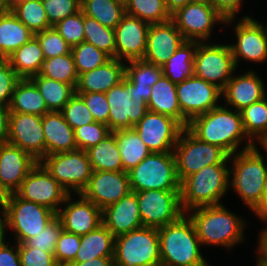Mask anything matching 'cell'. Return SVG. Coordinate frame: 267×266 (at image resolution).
<instances>
[{"mask_svg":"<svg viewBox=\"0 0 267 266\" xmlns=\"http://www.w3.org/2000/svg\"><path fill=\"white\" fill-rule=\"evenodd\" d=\"M186 128L201 141L219 146L230 156L237 153L243 139L248 142L242 151L257 146L245 133L240 111H232L227 106H217L193 118Z\"/></svg>","mask_w":267,"mask_h":266,"instance_id":"cell-1","label":"cell"},{"mask_svg":"<svg viewBox=\"0 0 267 266\" xmlns=\"http://www.w3.org/2000/svg\"><path fill=\"white\" fill-rule=\"evenodd\" d=\"M161 264L208 266L200 252V240L192 220L183 214L177 221L158 228Z\"/></svg>","mask_w":267,"mask_h":266,"instance_id":"cell-2","label":"cell"},{"mask_svg":"<svg viewBox=\"0 0 267 266\" xmlns=\"http://www.w3.org/2000/svg\"><path fill=\"white\" fill-rule=\"evenodd\" d=\"M191 212L189 218L201 245H221L231 249L244 240L245 222L224 205L202 206L188 211Z\"/></svg>","mask_w":267,"mask_h":266,"instance_id":"cell-3","label":"cell"},{"mask_svg":"<svg viewBox=\"0 0 267 266\" xmlns=\"http://www.w3.org/2000/svg\"><path fill=\"white\" fill-rule=\"evenodd\" d=\"M234 156V157H233ZM233 160V161H232ZM229 187L234 189L242 201L255 214L263 205L264 182L267 177V163L257 147L237 151L229 157ZM232 180V181H231Z\"/></svg>","mask_w":267,"mask_h":266,"instance_id":"cell-4","label":"cell"},{"mask_svg":"<svg viewBox=\"0 0 267 266\" xmlns=\"http://www.w3.org/2000/svg\"><path fill=\"white\" fill-rule=\"evenodd\" d=\"M227 165L206 166L180 183V204L184 213L202 206L221 204L220 199L229 188Z\"/></svg>","mask_w":267,"mask_h":266,"instance_id":"cell-5","label":"cell"},{"mask_svg":"<svg viewBox=\"0 0 267 266\" xmlns=\"http://www.w3.org/2000/svg\"><path fill=\"white\" fill-rule=\"evenodd\" d=\"M158 228L142 226L115 237L113 266H159Z\"/></svg>","mask_w":267,"mask_h":266,"instance_id":"cell-6","label":"cell"},{"mask_svg":"<svg viewBox=\"0 0 267 266\" xmlns=\"http://www.w3.org/2000/svg\"><path fill=\"white\" fill-rule=\"evenodd\" d=\"M56 218V212L50 208L24 200L16 193L8 194L6 216L3 223V235L7 227L15 233L18 244L38 235Z\"/></svg>","mask_w":267,"mask_h":266,"instance_id":"cell-7","label":"cell"},{"mask_svg":"<svg viewBox=\"0 0 267 266\" xmlns=\"http://www.w3.org/2000/svg\"><path fill=\"white\" fill-rule=\"evenodd\" d=\"M131 190H180L174 152L151 153L128 171Z\"/></svg>","mask_w":267,"mask_h":266,"instance_id":"cell-8","label":"cell"},{"mask_svg":"<svg viewBox=\"0 0 267 266\" xmlns=\"http://www.w3.org/2000/svg\"><path fill=\"white\" fill-rule=\"evenodd\" d=\"M177 176L180 183L202 168L228 164L230 155L219 146L203 142L184 128L174 147Z\"/></svg>","mask_w":267,"mask_h":266,"instance_id":"cell-9","label":"cell"},{"mask_svg":"<svg viewBox=\"0 0 267 266\" xmlns=\"http://www.w3.org/2000/svg\"><path fill=\"white\" fill-rule=\"evenodd\" d=\"M40 163L69 194L82 193L93 172L86 151L80 149L47 155Z\"/></svg>","mask_w":267,"mask_h":266,"instance_id":"cell-10","label":"cell"},{"mask_svg":"<svg viewBox=\"0 0 267 266\" xmlns=\"http://www.w3.org/2000/svg\"><path fill=\"white\" fill-rule=\"evenodd\" d=\"M106 97L111 132L133 128L148 112L147 102L133 91V85L126 78L106 92Z\"/></svg>","mask_w":267,"mask_h":266,"instance_id":"cell-11","label":"cell"},{"mask_svg":"<svg viewBox=\"0 0 267 266\" xmlns=\"http://www.w3.org/2000/svg\"><path fill=\"white\" fill-rule=\"evenodd\" d=\"M233 20L224 18L211 3L205 2L188 3L171 14V21L186 41H208L215 23L229 26Z\"/></svg>","mask_w":267,"mask_h":266,"instance_id":"cell-12","label":"cell"},{"mask_svg":"<svg viewBox=\"0 0 267 266\" xmlns=\"http://www.w3.org/2000/svg\"><path fill=\"white\" fill-rule=\"evenodd\" d=\"M198 42L194 56V75L223 90L232 78L236 65L230 46Z\"/></svg>","mask_w":267,"mask_h":266,"instance_id":"cell-13","label":"cell"},{"mask_svg":"<svg viewBox=\"0 0 267 266\" xmlns=\"http://www.w3.org/2000/svg\"><path fill=\"white\" fill-rule=\"evenodd\" d=\"M136 196L143 226L160 228L185 214L180 204V190L138 191Z\"/></svg>","mask_w":267,"mask_h":266,"instance_id":"cell-14","label":"cell"},{"mask_svg":"<svg viewBox=\"0 0 267 266\" xmlns=\"http://www.w3.org/2000/svg\"><path fill=\"white\" fill-rule=\"evenodd\" d=\"M177 98L183 114V127L195 117L219 106L222 90L195 75L176 84Z\"/></svg>","mask_w":267,"mask_h":266,"instance_id":"cell-15","label":"cell"},{"mask_svg":"<svg viewBox=\"0 0 267 266\" xmlns=\"http://www.w3.org/2000/svg\"><path fill=\"white\" fill-rule=\"evenodd\" d=\"M15 193L24 200L46 206L56 213L69 195L40 162L30 170Z\"/></svg>","mask_w":267,"mask_h":266,"instance_id":"cell-16","label":"cell"},{"mask_svg":"<svg viewBox=\"0 0 267 266\" xmlns=\"http://www.w3.org/2000/svg\"><path fill=\"white\" fill-rule=\"evenodd\" d=\"M151 153L174 152L184 127L175 119L148 111L133 127Z\"/></svg>","mask_w":267,"mask_h":266,"instance_id":"cell-17","label":"cell"},{"mask_svg":"<svg viewBox=\"0 0 267 266\" xmlns=\"http://www.w3.org/2000/svg\"><path fill=\"white\" fill-rule=\"evenodd\" d=\"M6 142L18 146L40 162L45 157L42 116L10 112Z\"/></svg>","mask_w":267,"mask_h":266,"instance_id":"cell-18","label":"cell"},{"mask_svg":"<svg viewBox=\"0 0 267 266\" xmlns=\"http://www.w3.org/2000/svg\"><path fill=\"white\" fill-rule=\"evenodd\" d=\"M131 185L126 171H93L82 195L101 210L130 193Z\"/></svg>","mask_w":267,"mask_h":266,"instance_id":"cell-19","label":"cell"},{"mask_svg":"<svg viewBox=\"0 0 267 266\" xmlns=\"http://www.w3.org/2000/svg\"><path fill=\"white\" fill-rule=\"evenodd\" d=\"M235 33L237 43L229 44L236 67L239 59L252 62L267 60V35L264 26L253 17H243L236 24Z\"/></svg>","mask_w":267,"mask_h":266,"instance_id":"cell-20","label":"cell"},{"mask_svg":"<svg viewBox=\"0 0 267 266\" xmlns=\"http://www.w3.org/2000/svg\"><path fill=\"white\" fill-rule=\"evenodd\" d=\"M150 24L137 17L124 14L115 27V58L127 62L143 59L147 48Z\"/></svg>","mask_w":267,"mask_h":266,"instance_id":"cell-21","label":"cell"},{"mask_svg":"<svg viewBox=\"0 0 267 266\" xmlns=\"http://www.w3.org/2000/svg\"><path fill=\"white\" fill-rule=\"evenodd\" d=\"M79 200L73 201L69 194L61 208L56 213L64 231L79 236L95 230L102 224V210L92 201L86 199L81 193ZM72 200V201H71Z\"/></svg>","mask_w":267,"mask_h":266,"instance_id":"cell-22","label":"cell"},{"mask_svg":"<svg viewBox=\"0 0 267 266\" xmlns=\"http://www.w3.org/2000/svg\"><path fill=\"white\" fill-rule=\"evenodd\" d=\"M38 163L18 146L3 142L0 146V186L7 193H15L30 170Z\"/></svg>","mask_w":267,"mask_h":266,"instance_id":"cell-23","label":"cell"},{"mask_svg":"<svg viewBox=\"0 0 267 266\" xmlns=\"http://www.w3.org/2000/svg\"><path fill=\"white\" fill-rule=\"evenodd\" d=\"M185 41L171 20L165 23L150 24L143 60L162 67Z\"/></svg>","mask_w":267,"mask_h":266,"instance_id":"cell-24","label":"cell"},{"mask_svg":"<svg viewBox=\"0 0 267 266\" xmlns=\"http://www.w3.org/2000/svg\"><path fill=\"white\" fill-rule=\"evenodd\" d=\"M102 224L117 237L143 226L136 192L102 209Z\"/></svg>","mask_w":267,"mask_h":266,"instance_id":"cell-25","label":"cell"},{"mask_svg":"<svg viewBox=\"0 0 267 266\" xmlns=\"http://www.w3.org/2000/svg\"><path fill=\"white\" fill-rule=\"evenodd\" d=\"M266 96L262 79L251 70L237 77L233 74L222 90V98L227 102L224 105L234 107L237 111H241Z\"/></svg>","mask_w":267,"mask_h":266,"instance_id":"cell-26","label":"cell"},{"mask_svg":"<svg viewBox=\"0 0 267 266\" xmlns=\"http://www.w3.org/2000/svg\"><path fill=\"white\" fill-rule=\"evenodd\" d=\"M45 156L77 150L74 129L61 112L50 111L42 116Z\"/></svg>","mask_w":267,"mask_h":266,"instance_id":"cell-27","label":"cell"},{"mask_svg":"<svg viewBox=\"0 0 267 266\" xmlns=\"http://www.w3.org/2000/svg\"><path fill=\"white\" fill-rule=\"evenodd\" d=\"M125 63L111 58L103 66L79 75L76 92L106 93L125 78Z\"/></svg>","mask_w":267,"mask_h":266,"instance_id":"cell-28","label":"cell"},{"mask_svg":"<svg viewBox=\"0 0 267 266\" xmlns=\"http://www.w3.org/2000/svg\"><path fill=\"white\" fill-rule=\"evenodd\" d=\"M147 106L148 111L169 116L183 126V114L177 98L176 84L164 75L151 86Z\"/></svg>","mask_w":267,"mask_h":266,"instance_id":"cell-29","label":"cell"},{"mask_svg":"<svg viewBox=\"0 0 267 266\" xmlns=\"http://www.w3.org/2000/svg\"><path fill=\"white\" fill-rule=\"evenodd\" d=\"M81 245L71 263H82L93 258H113L115 237L101 224L98 228L80 236Z\"/></svg>","mask_w":267,"mask_h":266,"instance_id":"cell-30","label":"cell"},{"mask_svg":"<svg viewBox=\"0 0 267 266\" xmlns=\"http://www.w3.org/2000/svg\"><path fill=\"white\" fill-rule=\"evenodd\" d=\"M9 109L10 112L39 116L50 112L43 96L29 78H21L16 83Z\"/></svg>","mask_w":267,"mask_h":266,"instance_id":"cell-31","label":"cell"},{"mask_svg":"<svg viewBox=\"0 0 267 266\" xmlns=\"http://www.w3.org/2000/svg\"><path fill=\"white\" fill-rule=\"evenodd\" d=\"M127 64L125 65V78L133 85V91L148 103L151 86L163 75L162 67L143 59L132 60Z\"/></svg>","mask_w":267,"mask_h":266,"instance_id":"cell-32","label":"cell"},{"mask_svg":"<svg viewBox=\"0 0 267 266\" xmlns=\"http://www.w3.org/2000/svg\"><path fill=\"white\" fill-rule=\"evenodd\" d=\"M33 36L34 33L11 10L0 13V51L6 58Z\"/></svg>","mask_w":267,"mask_h":266,"instance_id":"cell-33","label":"cell"},{"mask_svg":"<svg viewBox=\"0 0 267 266\" xmlns=\"http://www.w3.org/2000/svg\"><path fill=\"white\" fill-rule=\"evenodd\" d=\"M7 60L20 78H31L40 73L45 58L38 39L33 36Z\"/></svg>","mask_w":267,"mask_h":266,"instance_id":"cell-34","label":"cell"},{"mask_svg":"<svg viewBox=\"0 0 267 266\" xmlns=\"http://www.w3.org/2000/svg\"><path fill=\"white\" fill-rule=\"evenodd\" d=\"M197 46V41H185L163 64V75L175 84L192 77Z\"/></svg>","mask_w":267,"mask_h":266,"instance_id":"cell-35","label":"cell"},{"mask_svg":"<svg viewBox=\"0 0 267 266\" xmlns=\"http://www.w3.org/2000/svg\"><path fill=\"white\" fill-rule=\"evenodd\" d=\"M93 171H124L115 132L86 150Z\"/></svg>","mask_w":267,"mask_h":266,"instance_id":"cell-36","label":"cell"},{"mask_svg":"<svg viewBox=\"0 0 267 266\" xmlns=\"http://www.w3.org/2000/svg\"><path fill=\"white\" fill-rule=\"evenodd\" d=\"M115 135L124 171L128 172L151 154L133 128L117 130Z\"/></svg>","mask_w":267,"mask_h":266,"instance_id":"cell-37","label":"cell"},{"mask_svg":"<svg viewBox=\"0 0 267 266\" xmlns=\"http://www.w3.org/2000/svg\"><path fill=\"white\" fill-rule=\"evenodd\" d=\"M29 79L43 96L49 111L60 112L76 93V89L72 85L46 78L40 74Z\"/></svg>","mask_w":267,"mask_h":266,"instance_id":"cell-38","label":"cell"},{"mask_svg":"<svg viewBox=\"0 0 267 266\" xmlns=\"http://www.w3.org/2000/svg\"><path fill=\"white\" fill-rule=\"evenodd\" d=\"M80 9L103 26L115 29L125 14L124 3L119 0H81Z\"/></svg>","mask_w":267,"mask_h":266,"instance_id":"cell-39","label":"cell"},{"mask_svg":"<svg viewBox=\"0 0 267 266\" xmlns=\"http://www.w3.org/2000/svg\"><path fill=\"white\" fill-rule=\"evenodd\" d=\"M125 13L148 24L165 23L171 20V14L165 0H126Z\"/></svg>","mask_w":267,"mask_h":266,"instance_id":"cell-40","label":"cell"},{"mask_svg":"<svg viewBox=\"0 0 267 266\" xmlns=\"http://www.w3.org/2000/svg\"><path fill=\"white\" fill-rule=\"evenodd\" d=\"M240 114L247 136L261 144L267 138V96L243 108Z\"/></svg>","mask_w":267,"mask_h":266,"instance_id":"cell-41","label":"cell"},{"mask_svg":"<svg viewBox=\"0 0 267 266\" xmlns=\"http://www.w3.org/2000/svg\"><path fill=\"white\" fill-rule=\"evenodd\" d=\"M39 74L49 79L70 84L75 89L79 79L72 52L45 59Z\"/></svg>","mask_w":267,"mask_h":266,"instance_id":"cell-42","label":"cell"},{"mask_svg":"<svg viewBox=\"0 0 267 266\" xmlns=\"http://www.w3.org/2000/svg\"><path fill=\"white\" fill-rule=\"evenodd\" d=\"M11 12L34 34L52 27L41 0L10 3Z\"/></svg>","mask_w":267,"mask_h":266,"instance_id":"cell-43","label":"cell"},{"mask_svg":"<svg viewBox=\"0 0 267 266\" xmlns=\"http://www.w3.org/2000/svg\"><path fill=\"white\" fill-rule=\"evenodd\" d=\"M84 41L91 43L110 58H115L114 29L103 26L97 20L84 15Z\"/></svg>","mask_w":267,"mask_h":266,"instance_id":"cell-44","label":"cell"},{"mask_svg":"<svg viewBox=\"0 0 267 266\" xmlns=\"http://www.w3.org/2000/svg\"><path fill=\"white\" fill-rule=\"evenodd\" d=\"M78 75L103 66L111 58L86 41L71 48Z\"/></svg>","mask_w":267,"mask_h":266,"instance_id":"cell-45","label":"cell"},{"mask_svg":"<svg viewBox=\"0 0 267 266\" xmlns=\"http://www.w3.org/2000/svg\"><path fill=\"white\" fill-rule=\"evenodd\" d=\"M34 36L38 39L41 45L45 59L66 55L71 52V47L54 26L37 32Z\"/></svg>","mask_w":267,"mask_h":266,"instance_id":"cell-46","label":"cell"},{"mask_svg":"<svg viewBox=\"0 0 267 266\" xmlns=\"http://www.w3.org/2000/svg\"><path fill=\"white\" fill-rule=\"evenodd\" d=\"M84 14L80 9L73 15L59 21L54 28L72 48L84 41Z\"/></svg>","mask_w":267,"mask_h":266,"instance_id":"cell-47","label":"cell"},{"mask_svg":"<svg viewBox=\"0 0 267 266\" xmlns=\"http://www.w3.org/2000/svg\"><path fill=\"white\" fill-rule=\"evenodd\" d=\"M111 133L108 125L94 121L74 129L77 148L88 150Z\"/></svg>","mask_w":267,"mask_h":266,"instance_id":"cell-48","label":"cell"},{"mask_svg":"<svg viewBox=\"0 0 267 266\" xmlns=\"http://www.w3.org/2000/svg\"><path fill=\"white\" fill-rule=\"evenodd\" d=\"M60 112L73 129L95 121L84 100L76 93Z\"/></svg>","mask_w":267,"mask_h":266,"instance_id":"cell-49","label":"cell"},{"mask_svg":"<svg viewBox=\"0 0 267 266\" xmlns=\"http://www.w3.org/2000/svg\"><path fill=\"white\" fill-rule=\"evenodd\" d=\"M80 245L81 239L79 235L62 230L54 252L57 264L59 266H68L75 259Z\"/></svg>","mask_w":267,"mask_h":266,"instance_id":"cell-50","label":"cell"},{"mask_svg":"<svg viewBox=\"0 0 267 266\" xmlns=\"http://www.w3.org/2000/svg\"><path fill=\"white\" fill-rule=\"evenodd\" d=\"M62 224L56 217L40 234L28 239L25 243L33 249H39L48 253H54L60 233L62 232Z\"/></svg>","mask_w":267,"mask_h":266,"instance_id":"cell-51","label":"cell"},{"mask_svg":"<svg viewBox=\"0 0 267 266\" xmlns=\"http://www.w3.org/2000/svg\"><path fill=\"white\" fill-rule=\"evenodd\" d=\"M49 24L56 25L59 21L80 10L81 0H41Z\"/></svg>","mask_w":267,"mask_h":266,"instance_id":"cell-52","label":"cell"},{"mask_svg":"<svg viewBox=\"0 0 267 266\" xmlns=\"http://www.w3.org/2000/svg\"><path fill=\"white\" fill-rule=\"evenodd\" d=\"M85 102L96 122L108 125L109 103L106 93L76 92Z\"/></svg>","mask_w":267,"mask_h":266,"instance_id":"cell-53","label":"cell"},{"mask_svg":"<svg viewBox=\"0 0 267 266\" xmlns=\"http://www.w3.org/2000/svg\"><path fill=\"white\" fill-rule=\"evenodd\" d=\"M21 266H59L54 253L30 248L26 243L18 244Z\"/></svg>","mask_w":267,"mask_h":266,"instance_id":"cell-54","label":"cell"},{"mask_svg":"<svg viewBox=\"0 0 267 266\" xmlns=\"http://www.w3.org/2000/svg\"><path fill=\"white\" fill-rule=\"evenodd\" d=\"M21 78L16 74V71L6 60L0 64V105L9 106L16 83Z\"/></svg>","mask_w":267,"mask_h":266,"instance_id":"cell-55","label":"cell"},{"mask_svg":"<svg viewBox=\"0 0 267 266\" xmlns=\"http://www.w3.org/2000/svg\"><path fill=\"white\" fill-rule=\"evenodd\" d=\"M5 242V237L0 239V266H21L18 243L9 248Z\"/></svg>","mask_w":267,"mask_h":266,"instance_id":"cell-56","label":"cell"},{"mask_svg":"<svg viewBox=\"0 0 267 266\" xmlns=\"http://www.w3.org/2000/svg\"><path fill=\"white\" fill-rule=\"evenodd\" d=\"M243 0H211L210 3L226 19L235 18Z\"/></svg>","mask_w":267,"mask_h":266,"instance_id":"cell-57","label":"cell"},{"mask_svg":"<svg viewBox=\"0 0 267 266\" xmlns=\"http://www.w3.org/2000/svg\"><path fill=\"white\" fill-rule=\"evenodd\" d=\"M9 106L0 105V140L6 142L9 132Z\"/></svg>","mask_w":267,"mask_h":266,"instance_id":"cell-58","label":"cell"},{"mask_svg":"<svg viewBox=\"0 0 267 266\" xmlns=\"http://www.w3.org/2000/svg\"><path fill=\"white\" fill-rule=\"evenodd\" d=\"M68 266H113V258H93L82 263H70Z\"/></svg>","mask_w":267,"mask_h":266,"instance_id":"cell-59","label":"cell"},{"mask_svg":"<svg viewBox=\"0 0 267 266\" xmlns=\"http://www.w3.org/2000/svg\"><path fill=\"white\" fill-rule=\"evenodd\" d=\"M192 0H165L166 7L170 14L174 13L181 7H184L186 4L191 3Z\"/></svg>","mask_w":267,"mask_h":266,"instance_id":"cell-60","label":"cell"},{"mask_svg":"<svg viewBox=\"0 0 267 266\" xmlns=\"http://www.w3.org/2000/svg\"><path fill=\"white\" fill-rule=\"evenodd\" d=\"M258 254H267V226L259 233Z\"/></svg>","mask_w":267,"mask_h":266,"instance_id":"cell-61","label":"cell"},{"mask_svg":"<svg viewBox=\"0 0 267 266\" xmlns=\"http://www.w3.org/2000/svg\"><path fill=\"white\" fill-rule=\"evenodd\" d=\"M7 197H8V194L3 189H0V214L3 216L1 218V215H0V221L2 223H4L5 216H6Z\"/></svg>","mask_w":267,"mask_h":266,"instance_id":"cell-62","label":"cell"},{"mask_svg":"<svg viewBox=\"0 0 267 266\" xmlns=\"http://www.w3.org/2000/svg\"><path fill=\"white\" fill-rule=\"evenodd\" d=\"M255 215H257L259 219L267 223V201H263L262 207L257 211Z\"/></svg>","mask_w":267,"mask_h":266,"instance_id":"cell-63","label":"cell"},{"mask_svg":"<svg viewBox=\"0 0 267 266\" xmlns=\"http://www.w3.org/2000/svg\"><path fill=\"white\" fill-rule=\"evenodd\" d=\"M11 10L10 0H0V13Z\"/></svg>","mask_w":267,"mask_h":266,"instance_id":"cell-64","label":"cell"},{"mask_svg":"<svg viewBox=\"0 0 267 266\" xmlns=\"http://www.w3.org/2000/svg\"><path fill=\"white\" fill-rule=\"evenodd\" d=\"M257 259L262 266H267V254H259Z\"/></svg>","mask_w":267,"mask_h":266,"instance_id":"cell-65","label":"cell"},{"mask_svg":"<svg viewBox=\"0 0 267 266\" xmlns=\"http://www.w3.org/2000/svg\"><path fill=\"white\" fill-rule=\"evenodd\" d=\"M263 201H267V177L264 182Z\"/></svg>","mask_w":267,"mask_h":266,"instance_id":"cell-66","label":"cell"},{"mask_svg":"<svg viewBox=\"0 0 267 266\" xmlns=\"http://www.w3.org/2000/svg\"><path fill=\"white\" fill-rule=\"evenodd\" d=\"M7 58L3 55V53L0 51V64L5 62Z\"/></svg>","mask_w":267,"mask_h":266,"instance_id":"cell-67","label":"cell"},{"mask_svg":"<svg viewBox=\"0 0 267 266\" xmlns=\"http://www.w3.org/2000/svg\"><path fill=\"white\" fill-rule=\"evenodd\" d=\"M3 237V223L0 221V239H2Z\"/></svg>","mask_w":267,"mask_h":266,"instance_id":"cell-68","label":"cell"},{"mask_svg":"<svg viewBox=\"0 0 267 266\" xmlns=\"http://www.w3.org/2000/svg\"><path fill=\"white\" fill-rule=\"evenodd\" d=\"M267 152V138L260 144Z\"/></svg>","mask_w":267,"mask_h":266,"instance_id":"cell-69","label":"cell"},{"mask_svg":"<svg viewBox=\"0 0 267 266\" xmlns=\"http://www.w3.org/2000/svg\"><path fill=\"white\" fill-rule=\"evenodd\" d=\"M211 0H192V2H205L210 3Z\"/></svg>","mask_w":267,"mask_h":266,"instance_id":"cell-70","label":"cell"},{"mask_svg":"<svg viewBox=\"0 0 267 266\" xmlns=\"http://www.w3.org/2000/svg\"><path fill=\"white\" fill-rule=\"evenodd\" d=\"M30 0H10V3L25 2Z\"/></svg>","mask_w":267,"mask_h":266,"instance_id":"cell-71","label":"cell"},{"mask_svg":"<svg viewBox=\"0 0 267 266\" xmlns=\"http://www.w3.org/2000/svg\"><path fill=\"white\" fill-rule=\"evenodd\" d=\"M264 29H265V32H266V35H267V26H265Z\"/></svg>","mask_w":267,"mask_h":266,"instance_id":"cell-72","label":"cell"},{"mask_svg":"<svg viewBox=\"0 0 267 266\" xmlns=\"http://www.w3.org/2000/svg\"><path fill=\"white\" fill-rule=\"evenodd\" d=\"M256 263H257V266H262L258 261Z\"/></svg>","mask_w":267,"mask_h":266,"instance_id":"cell-73","label":"cell"}]
</instances>
